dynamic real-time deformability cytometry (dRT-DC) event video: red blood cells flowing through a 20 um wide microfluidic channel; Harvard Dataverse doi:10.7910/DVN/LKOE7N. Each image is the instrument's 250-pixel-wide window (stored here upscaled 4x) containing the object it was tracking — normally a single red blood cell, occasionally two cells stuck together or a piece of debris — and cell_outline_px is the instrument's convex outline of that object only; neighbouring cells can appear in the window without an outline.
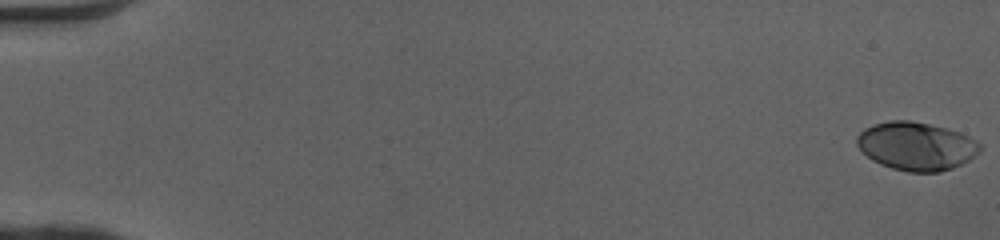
{"species": "human", "species_latin": "Homo sapiens", "temperature_condition": "cold", "stored_images_in_passage": 51, "camera_frame_rate_fps": 3000, "um_per_image_px": 0.085, "donor": {"sex": "female"}, "frame": {"image": 1, "passage_image": 1, "time_ms": 0.0, "image_size_px": [1000, 240], "cell_outline_px": [[980, 152], [968, 160], [952, 168], [940, 172], [908, 172], [892, 168], [880, 164], [872, 160], [856, 144], [856, 136], [864, 128], [872, 124], [892, 120], [908, 120], [948, 128], [960, 132], [976, 140], [980, 144]], "centroid_in_image_um": [77.87, 12.41], "position_along_channel_um": 7.1, "area_um2": 34.62}}
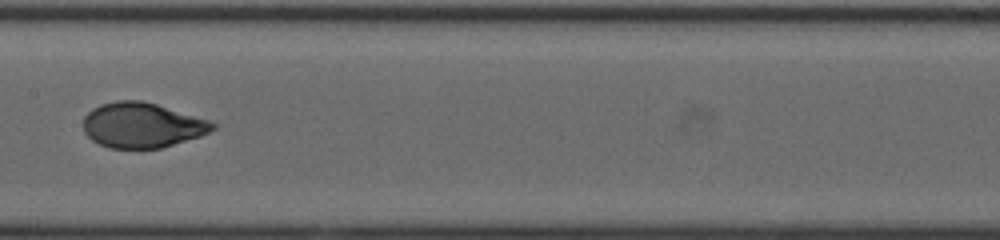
{"frame": {"image": 2, "passage_image": 28, "time_ms": 9.0, "image_size_px": [1000, 240], "cell_outline_px": [[216, 128], [200, 136], [160, 148], [108, 148], [92, 140], [84, 132], [84, 116], [92, 108], [100, 104], [116, 100], [140, 100], [156, 104], [216, 124]], "centroid_in_image_um": [12.0, 10.64], "position_along_channel_um": 195.4, "area_um2": 33.47}}
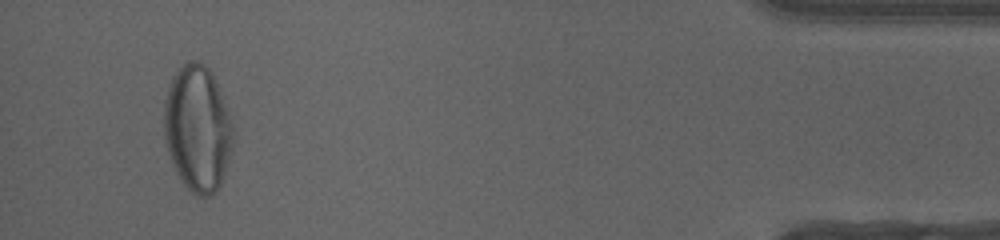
{"frame": {"image": 3, "passage_image": 49, "time_ms": 16.0, "image_size_px": [1000, 240], "cell_outline_px": [[232, 148], [220, 184], [216, 192], [208, 196], [196, 196], [184, 184], [176, 172], [172, 164], [164, 140], [164, 100], [172, 76], [188, 60], [200, 60], [208, 68], [216, 80], [228, 112], [232, 124]], "centroid_in_image_um": [16.77, 10.91], "position_along_channel_um": 418.4, "area_um2": 50.58}, "authors_computed_cell_mechanics": {"area_um2": 33.9286, "velocity_mm_per_s": 4.0946, "shape_relaxation_time_tau1_ms": 4.8503, "shape_relaxation_time_tau2_ms": null, "deformation_change_tau1": 0.2023, "deformation_change_tau2": null}}